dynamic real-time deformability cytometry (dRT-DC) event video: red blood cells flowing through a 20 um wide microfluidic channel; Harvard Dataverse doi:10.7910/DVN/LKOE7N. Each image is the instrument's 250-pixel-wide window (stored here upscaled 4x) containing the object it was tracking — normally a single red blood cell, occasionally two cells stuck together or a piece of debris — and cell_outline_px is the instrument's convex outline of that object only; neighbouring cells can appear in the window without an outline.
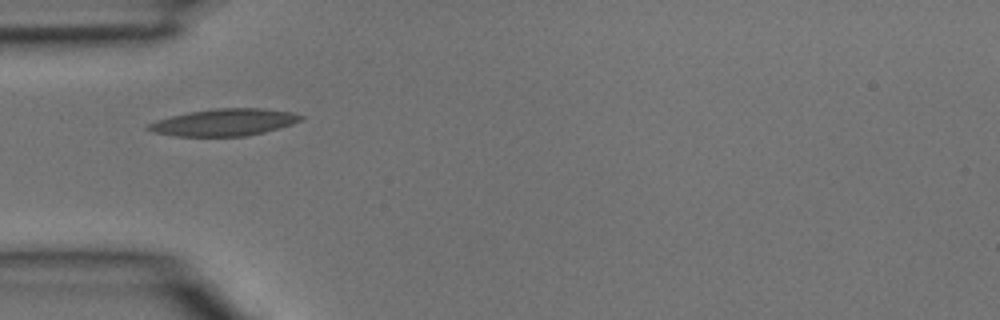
{"species": "common noctule bat (a hibernating species)", "species_latin": "Nyctalus noctula", "temperature_condition": "room temperature", "stored_images_in_passage": 5, "camera_frame_rate_fps": 3000, "um_per_image_px": 0.085, "animal": {"sex": "male", "body_mass_g": 15.6}, "frame": {"image": 1, "passage_image": 4, "time_ms": 1.0, "image_size_px": [1000, 320], "cell_outline_px": [[304, 116], [300, 120], [292, 124], [264, 132], [244, 136], [176, 136], [152, 132], [144, 128], [148, 124], [156, 120], [188, 112], [216, 108], [260, 108], [292, 112]], "centroid_in_image_um": [19.02, 10.4], "position_along_channel_um": 66.0, "area_um2": 23.87}}